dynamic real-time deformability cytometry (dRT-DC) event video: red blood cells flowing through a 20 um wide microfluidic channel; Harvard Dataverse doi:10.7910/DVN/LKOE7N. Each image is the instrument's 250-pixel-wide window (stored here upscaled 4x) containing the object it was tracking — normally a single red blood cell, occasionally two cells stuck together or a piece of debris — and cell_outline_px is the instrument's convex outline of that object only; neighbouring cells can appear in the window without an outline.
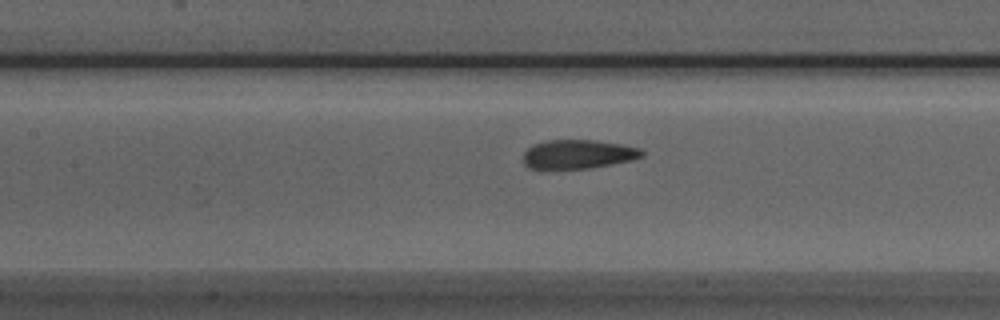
{"species": "Egyptian fruit bat (a non-hibernating species)", "species_latin": "Rousettus aegyptiacus", "temperature_condition": "room temperature", "stored_images_in_passage": 35, "camera_frame_rate_fps": 3000, "um_per_image_px": 0.085, "animal": {"sex": "male"}, "frame": {"image": 1, "passage_image": 16, "time_ms": 5.0, "image_size_px": [1000, 320], "cell_outline_px": [[644, 156], [632, 160], [612, 164], [588, 168], [528, 168], [524, 164], [524, 152], [532, 144], [548, 140], [592, 140], [620, 144], [640, 148], [644, 152]], "centroid_in_image_um": [49.14, 13.1], "position_along_channel_um": 158.3, "area_um2": 19.88}}
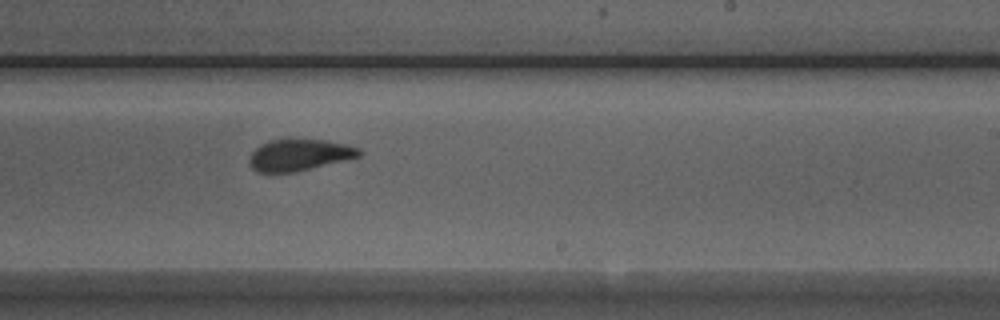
{"frame": {"image": 2, "passage_image": 24, "time_ms": 7.667, "image_size_px": [1000, 320], "cell_outline_px": [[364, 152], [360, 156], [296, 172], [256, 172], [252, 168], [248, 160], [248, 156], [260, 144], [268, 140], [288, 136], [324, 140], [348, 144], [360, 148]], "centroid_in_image_um": [25.42, 13.12], "position_along_channel_um": 263.6, "area_um2": 20.98}}
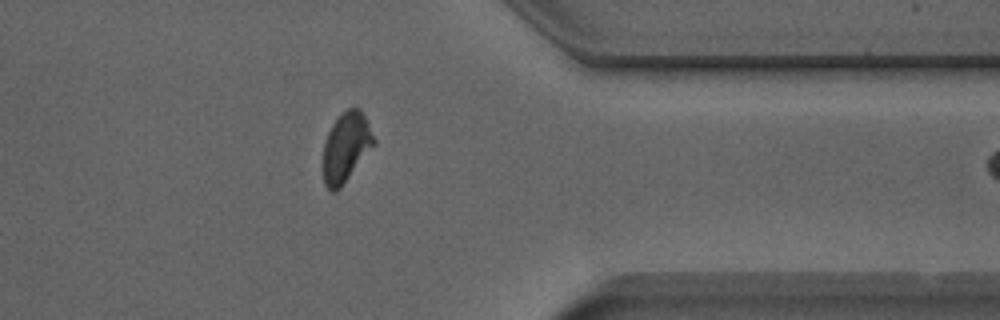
{"frame": {"image": 3, "passage_image": 34, "time_ms": 11.0, "image_size_px": [1000, 320], "cell_outline_px": [[376, 144], [340, 188], [336, 192], [332, 192], [324, 184], [324, 144], [328, 132], [332, 124], [348, 108], [360, 108], [376, 140]], "centroid_in_image_um": [29.43, 12.53], "position_along_channel_um": 382.0, "area_um2": 20.29}}